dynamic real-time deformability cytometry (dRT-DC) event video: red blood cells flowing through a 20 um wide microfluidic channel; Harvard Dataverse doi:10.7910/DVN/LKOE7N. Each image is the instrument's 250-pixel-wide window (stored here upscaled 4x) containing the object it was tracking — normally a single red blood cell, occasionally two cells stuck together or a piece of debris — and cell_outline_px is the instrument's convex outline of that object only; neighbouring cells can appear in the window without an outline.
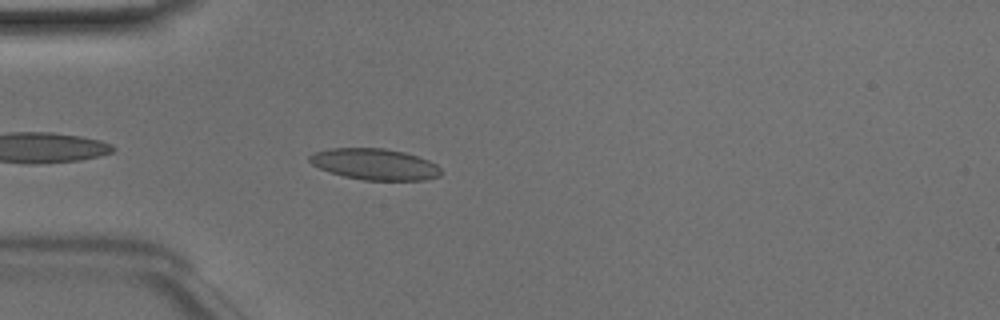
{"species": "Egyptian fruit bat (a non-hibernating species)", "species_latin": "Rousettus aegyptiacus", "temperature_condition": "room temperature", "stored_images_in_passage": 39, "camera_frame_rate_fps": 3000, "um_per_image_px": 0.085, "animal": {"sex": "male"}, "frame": {"image": 1, "passage_image": 4, "time_ms": 1.0, "image_size_px": [1000, 320], "cell_outline_px": [[440, 176], [424, 180], [364, 180], [344, 176], [328, 172], [312, 164], [308, 160], [308, 156], [312, 152], [332, 148], [384, 148], [404, 152], [428, 160], [436, 164], [440, 168]], "centroid_in_image_um": [31.82, 13.95], "position_along_channel_um": 53.2, "area_um2": 23.93}}
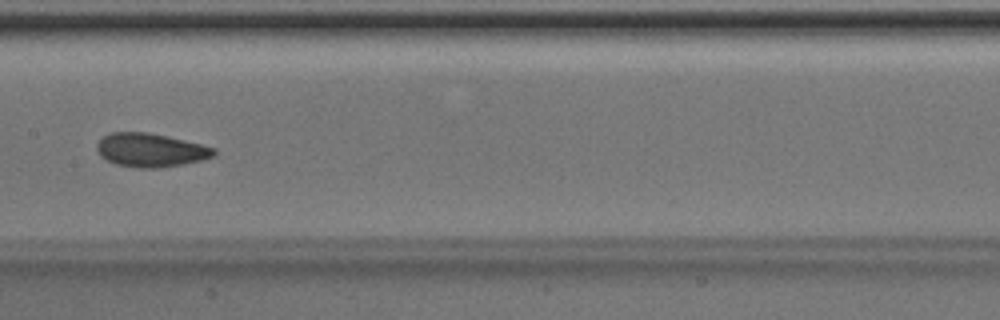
{"frame": {"image": 2, "passage_image": 15, "time_ms": 4.667, "image_size_px": [1000, 320], "cell_outline_px": [[216, 152], [212, 156], [200, 160], [160, 168], [132, 168], [116, 164], [100, 156], [96, 148], [96, 144], [104, 136], [112, 132], [148, 132], [168, 136], [216, 148]], "centroid_in_image_um": [12.76, 12.76], "position_along_channel_um": 194.6, "area_um2": 22.83}}
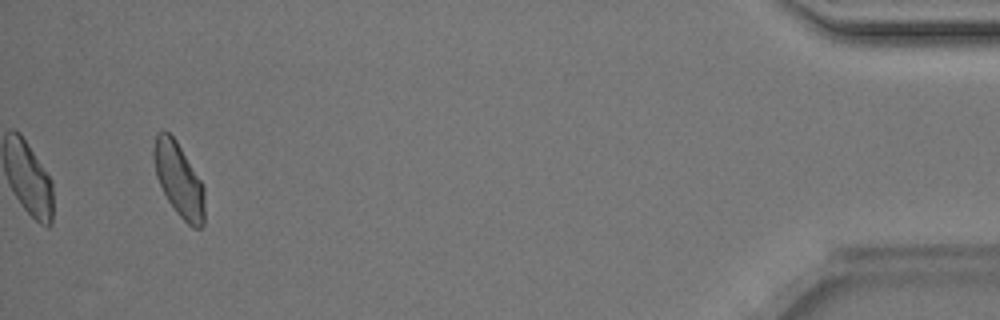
{"frame": {"image": 3, "passage_image": 37, "time_ms": 12.0, "image_size_px": [1000, 320], "cell_outline_px": [[204, 224], [200, 228], [192, 228], [176, 212], [168, 200], [156, 176], [152, 152], [152, 148], [156, 132], [168, 132], [176, 140], [200, 180], [204, 188]], "centroid_in_image_um": [15.18, 15.28], "position_along_channel_um": 420.0, "area_um2": 21.68}, "authors_computed_cell_mechanics": {"area_um2": 22.253, "velocity_mm_per_s": 4.0955, "shape_relaxation_time_tau1_ms": 3.7529, "shape_relaxation_time_tau2_ms": 1.9363, "deformation_change_tau1": 0.091, "deformation_change_tau2": 0.066}}